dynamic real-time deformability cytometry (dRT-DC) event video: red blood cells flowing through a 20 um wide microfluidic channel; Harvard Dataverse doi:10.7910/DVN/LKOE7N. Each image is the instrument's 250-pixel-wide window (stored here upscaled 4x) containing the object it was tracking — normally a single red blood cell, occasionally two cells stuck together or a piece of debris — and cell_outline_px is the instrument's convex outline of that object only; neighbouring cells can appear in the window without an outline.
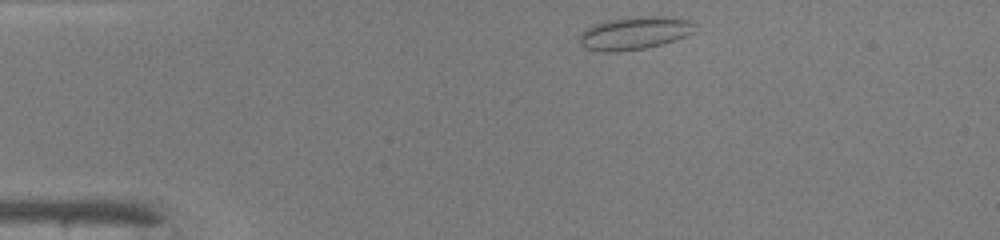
{"species": "common noctule bat (a hibernating species)", "species_latin": "Nyctalus noctula", "temperature_condition": "warm", "stored_images_in_passage": 40, "camera_frame_rate_fps": 3000, "um_per_image_px": 0.085, "animal": {"sex": "male", "body_mass_g": 19.0, "forearm_length_mm": 50.8}, "frame": {"image": 1, "passage_image": 1, "time_ms": 0.0, "image_size_px": [1000, 240], "cell_outline_px": [[696, 32], [688, 36], [676, 40], [644, 48], [616, 52], [604, 52], [584, 48], [576, 40], [580, 32], [604, 20], [640, 16], [656, 16], [692, 20]], "centroid_in_image_um": [53.91, 2.82], "position_along_channel_um": 31.1, "area_um2": 22.31}}
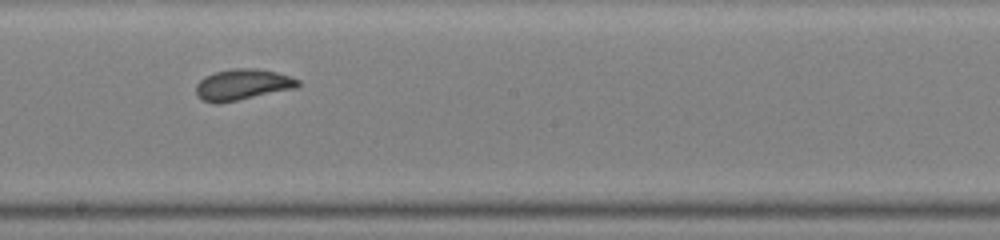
{"frame": {"image": 2, "passage_image": 19, "time_ms": 6.0, "image_size_px": [1000, 240], "cell_outline_px": [[300, 84], [296, 88], [236, 100], [204, 100], [196, 92], [196, 84], [204, 76], [216, 72], [232, 68], [256, 68], [276, 72], [292, 76], [300, 80]], "centroid_in_image_um": [20.69, 7.13], "position_along_channel_um": 227.5, "area_um2": 17.8}}
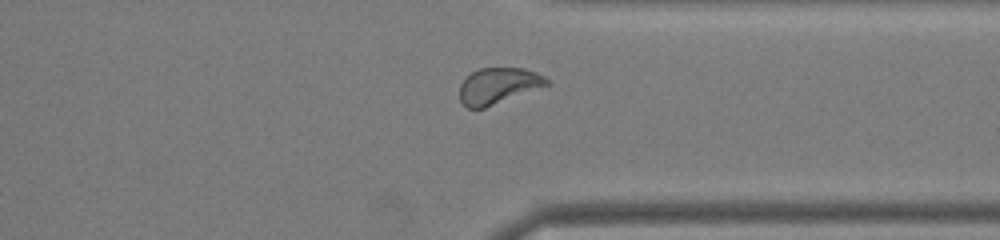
{"frame": {"image": 3, "passage_image": 29, "time_ms": 9.333, "image_size_px": [1000, 240], "cell_outline_px": [[548, 84], [484, 108], [468, 108], [460, 100], [460, 84], [472, 72], [480, 68], [524, 68], [536, 72], [544, 76], [548, 80]], "centroid_in_image_um": [42.32, 7.28], "position_along_channel_um": 369.1, "area_um2": 17.86}, "authors_computed_cell_mechanics": {"area_um2": 18.8139, "velocity_mm_per_s": 4.2372, "shape_relaxation_time_tau1_ms": 5.913, "shape_relaxation_time_tau2_ms": 0.9241, "deformation_change_tau1": 0.1048, "deformation_change_tau2": 0.0488}}